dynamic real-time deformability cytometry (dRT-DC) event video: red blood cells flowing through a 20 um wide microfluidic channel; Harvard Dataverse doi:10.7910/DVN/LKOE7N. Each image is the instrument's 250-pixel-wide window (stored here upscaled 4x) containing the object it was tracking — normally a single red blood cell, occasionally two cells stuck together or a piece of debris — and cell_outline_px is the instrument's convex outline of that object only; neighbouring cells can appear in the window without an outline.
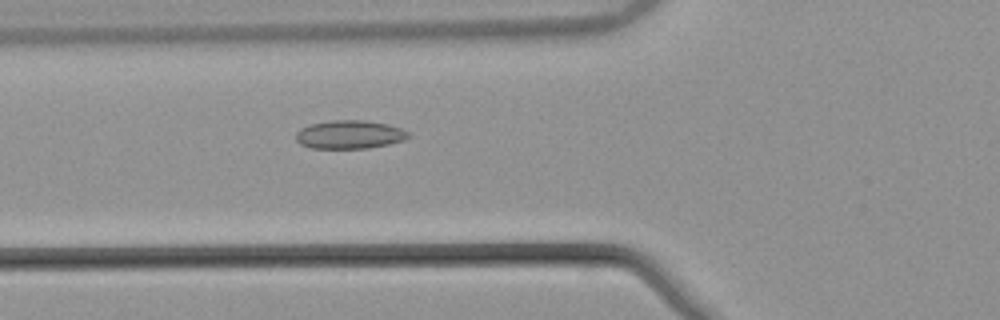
{"species": "common noctule bat (a hibernating species)", "species_latin": "Nyctalus noctula", "temperature_condition": "warm", "stored_images_in_passage": 53, "camera_frame_rate_fps": 3000, "um_per_image_px": 0.085, "animal": {"sex": "male", "body_mass_g": 21.5, "forearm_length_mm": 52.0}, "frame": {"image": 1, "passage_image": 20, "time_ms": 6.333, "image_size_px": [1000, 320], "cell_outline_px": [[408, 136], [404, 140], [388, 144], [368, 148], [312, 148], [300, 144], [296, 140], [296, 132], [300, 128], [312, 124], [332, 120], [364, 120], [388, 124], [400, 128], [408, 132]], "centroid_in_image_um": [29.69, 11.43], "position_along_channel_um": 96.1, "area_um2": 18.5}}
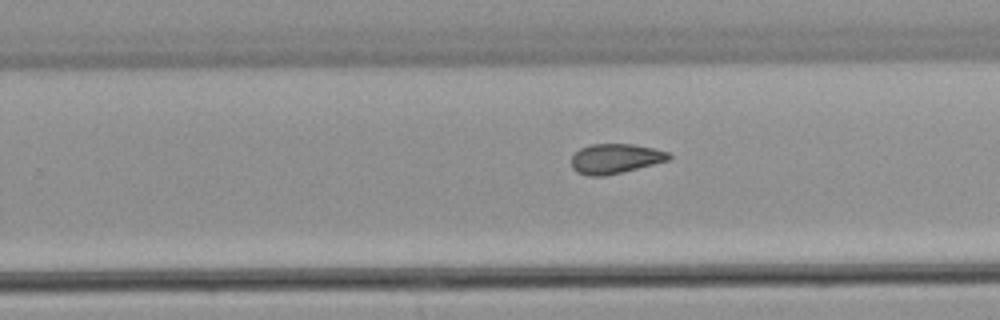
{"frame": {"image": 2, "passage_image": 34, "time_ms": 11.0, "image_size_px": [1000, 320], "cell_outline_px": [[672, 160], [604, 176], [588, 176], [576, 172], [572, 168], [572, 156], [580, 148], [592, 144], [632, 144], [652, 148], [668, 152], [672, 156]], "centroid_in_image_um": [52.31, 13.49], "position_along_channel_um": 277.5, "area_um2": 16.94}}
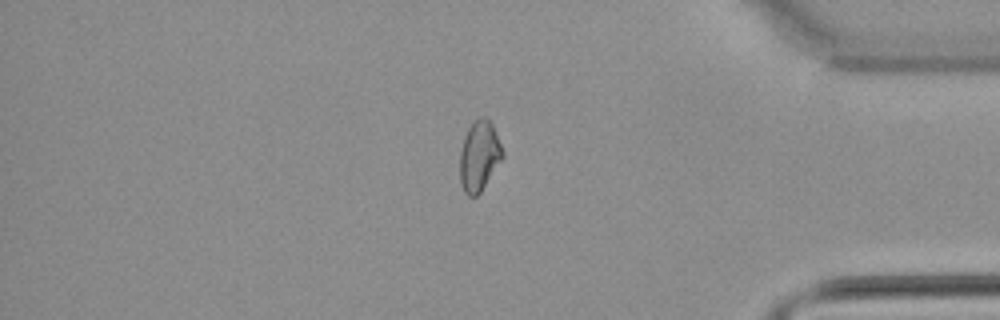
{"frame": {"image": 3, "passage_image": 45, "time_ms": 14.667, "image_size_px": [1000, 320], "cell_outline_px": [[504, 156], [480, 192], [476, 196], [468, 196], [464, 192], [460, 184], [460, 152], [464, 136], [472, 120], [480, 116], [484, 116], [492, 124], [496, 132], [504, 152]], "centroid_in_image_um": [40.72, 13.23], "position_along_channel_um": 394.5, "area_um2": 17.57}, "authors_computed_cell_mechanics": {"area_um2": 18.0336, "velocity_mm_per_s": 3.8899, "shape_relaxation_time_tau1_ms": null, "shape_relaxation_time_tau2_ms": 4.0746, "deformation_change_tau1": null, "deformation_change_tau2": 0.0936}}